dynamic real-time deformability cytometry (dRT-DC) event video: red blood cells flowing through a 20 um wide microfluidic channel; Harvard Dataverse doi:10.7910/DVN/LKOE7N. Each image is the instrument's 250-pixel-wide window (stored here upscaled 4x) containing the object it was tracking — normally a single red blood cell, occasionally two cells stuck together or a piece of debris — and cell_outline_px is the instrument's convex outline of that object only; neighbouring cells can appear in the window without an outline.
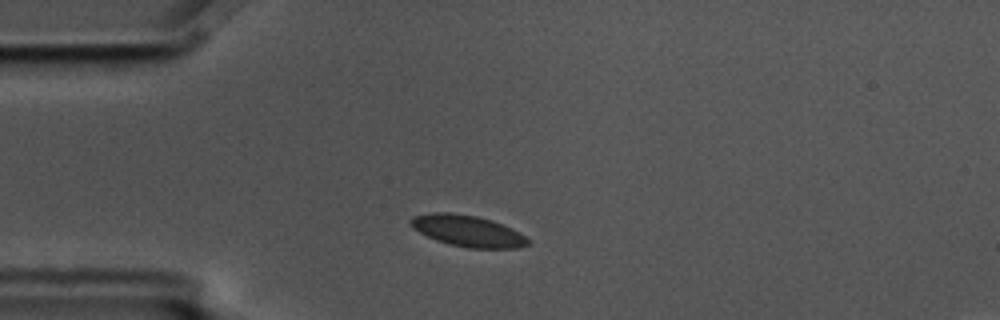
{"species": "common noctule bat (a hibernating species)", "species_latin": "Nyctalus noctula", "temperature_condition": "cold", "stored_images_in_passage": 3, "camera_frame_rate_fps": 3000, "um_per_image_px": 0.085, "animal": {"sex": "male", "body_mass_g": 17.5, "forearm_length_mm": 52.3}, "frame": {"image": 1, "passage_image": 1, "time_ms": 0.0, "image_size_px": [1000, 320], "cell_outline_px": [[528, 244], [520, 248], [468, 248], [448, 244], [436, 240], [412, 228], [408, 224], [408, 220], [412, 216], [432, 212], [448, 212], [476, 216], [492, 220], [512, 228], [524, 236], [528, 240]], "centroid_in_image_um": [39.7, 19.62], "position_along_channel_um": 45.3, "area_um2": 21.44}}